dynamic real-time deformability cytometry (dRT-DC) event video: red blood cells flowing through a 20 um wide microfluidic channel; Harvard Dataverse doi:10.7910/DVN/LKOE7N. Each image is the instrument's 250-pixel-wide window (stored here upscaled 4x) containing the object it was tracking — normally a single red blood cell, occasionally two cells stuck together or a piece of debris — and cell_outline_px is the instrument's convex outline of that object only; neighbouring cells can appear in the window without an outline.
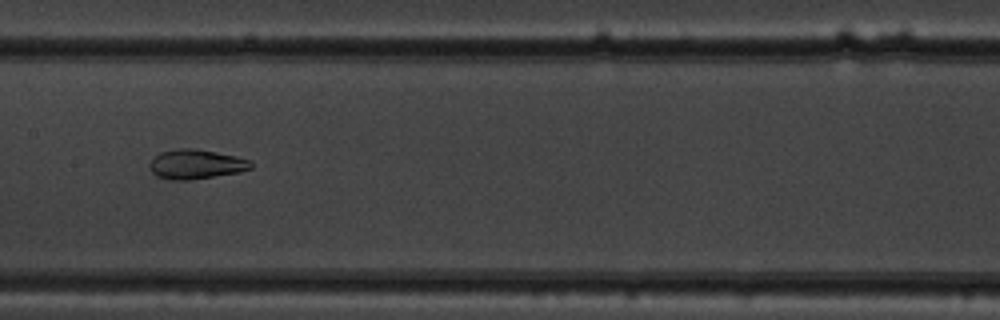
{"species": "common noctule bat (a hibernating species)", "species_latin": "Nyctalus noctula", "temperature_condition": "warm", "stored_images_in_passage": 9, "camera_frame_rate_fps": 3000, "um_per_image_px": 0.085, "animal": {"sex": "male", "body_mass_g": 19.5, "forearm_length_mm": 54.6}, "frame": {"image": 1, "passage_image": 8, "time_ms": 2.333, "image_size_px": [1000, 320], "cell_outline_px": [[252, 168], [240, 172], [188, 180], [172, 180], [156, 176], [152, 172], [148, 164], [160, 152], [180, 148], [196, 148], [236, 156], [252, 160]], "centroid_in_image_um": [16.67, 13.95], "position_along_channel_um": 190.7, "area_um2": 17.46}}
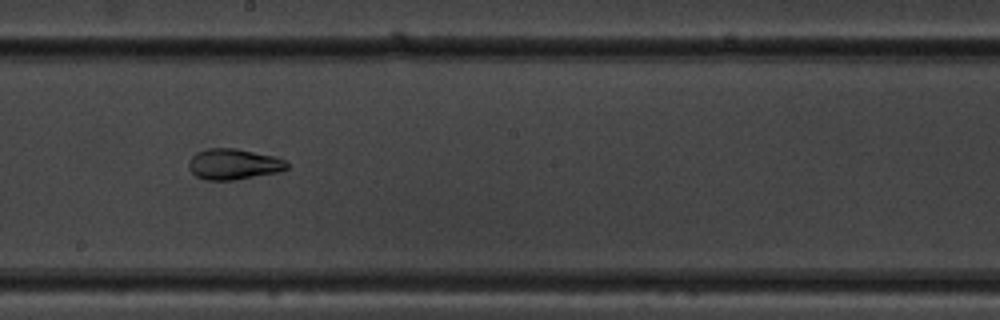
{"frame": {"image": 2, "passage_image": 9, "time_ms": 2.667, "image_size_px": [1000, 320], "cell_outline_px": [[288, 168], [280, 172], [232, 180], [204, 180], [196, 176], [188, 168], [188, 160], [196, 152], [208, 148], [236, 148], [276, 156], [288, 160]], "centroid_in_image_um": [19.87, 13.94], "position_along_channel_um": 228.3, "area_um2": 17.92}}